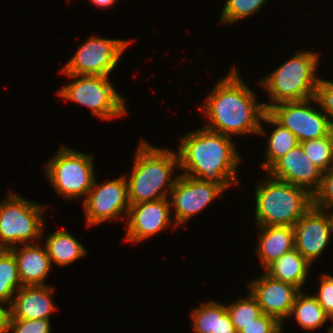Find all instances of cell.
Returning a JSON list of instances; mask_svg holds the SVG:
<instances>
[{"mask_svg": "<svg viewBox=\"0 0 333 333\" xmlns=\"http://www.w3.org/2000/svg\"><path fill=\"white\" fill-rule=\"evenodd\" d=\"M236 70L233 67L215 85L200 107L208 120L204 128L229 137L249 133L265 135L266 130L261 125L266 112L264 104L256 100L254 91L240 79Z\"/></svg>", "mask_w": 333, "mask_h": 333, "instance_id": "6da1fadb", "label": "cell"}, {"mask_svg": "<svg viewBox=\"0 0 333 333\" xmlns=\"http://www.w3.org/2000/svg\"><path fill=\"white\" fill-rule=\"evenodd\" d=\"M181 137L177 154L183 175L220 185L224 190L238 185L241 158L231 137L204 127Z\"/></svg>", "mask_w": 333, "mask_h": 333, "instance_id": "7a4b0ae2", "label": "cell"}, {"mask_svg": "<svg viewBox=\"0 0 333 333\" xmlns=\"http://www.w3.org/2000/svg\"><path fill=\"white\" fill-rule=\"evenodd\" d=\"M133 165L126 178L130 205L168 197L177 179L171 177L179 168L177 153L151 146L142 138Z\"/></svg>", "mask_w": 333, "mask_h": 333, "instance_id": "3957f363", "label": "cell"}, {"mask_svg": "<svg viewBox=\"0 0 333 333\" xmlns=\"http://www.w3.org/2000/svg\"><path fill=\"white\" fill-rule=\"evenodd\" d=\"M267 178L255 190L257 226H294L313 206V195L300 186Z\"/></svg>", "mask_w": 333, "mask_h": 333, "instance_id": "277c9868", "label": "cell"}, {"mask_svg": "<svg viewBox=\"0 0 333 333\" xmlns=\"http://www.w3.org/2000/svg\"><path fill=\"white\" fill-rule=\"evenodd\" d=\"M319 54L313 51L296 52L290 59L265 76L260 86L267 91L271 106L286 101H301L316 97L319 77L316 75Z\"/></svg>", "mask_w": 333, "mask_h": 333, "instance_id": "5b68a950", "label": "cell"}, {"mask_svg": "<svg viewBox=\"0 0 333 333\" xmlns=\"http://www.w3.org/2000/svg\"><path fill=\"white\" fill-rule=\"evenodd\" d=\"M44 205L9 193L0 204V249L41 241Z\"/></svg>", "mask_w": 333, "mask_h": 333, "instance_id": "8992f818", "label": "cell"}, {"mask_svg": "<svg viewBox=\"0 0 333 333\" xmlns=\"http://www.w3.org/2000/svg\"><path fill=\"white\" fill-rule=\"evenodd\" d=\"M75 80L63 86L58 95L66 101H75L91 110V115L103 120L119 118L127 114L123 97L115 90L106 76L63 73Z\"/></svg>", "mask_w": 333, "mask_h": 333, "instance_id": "52a82bcc", "label": "cell"}, {"mask_svg": "<svg viewBox=\"0 0 333 333\" xmlns=\"http://www.w3.org/2000/svg\"><path fill=\"white\" fill-rule=\"evenodd\" d=\"M93 156L61 146L53 158L46 163L45 175L59 196L76 199L84 196L93 186Z\"/></svg>", "mask_w": 333, "mask_h": 333, "instance_id": "ba28073f", "label": "cell"}, {"mask_svg": "<svg viewBox=\"0 0 333 333\" xmlns=\"http://www.w3.org/2000/svg\"><path fill=\"white\" fill-rule=\"evenodd\" d=\"M132 41L91 36L60 71L76 75L109 77Z\"/></svg>", "mask_w": 333, "mask_h": 333, "instance_id": "9c48e42d", "label": "cell"}, {"mask_svg": "<svg viewBox=\"0 0 333 333\" xmlns=\"http://www.w3.org/2000/svg\"><path fill=\"white\" fill-rule=\"evenodd\" d=\"M316 97L301 101L280 102L271 106L267 112L282 126L290 130L299 143L325 137L333 128L328 116L310 106Z\"/></svg>", "mask_w": 333, "mask_h": 333, "instance_id": "30bf717a", "label": "cell"}, {"mask_svg": "<svg viewBox=\"0 0 333 333\" xmlns=\"http://www.w3.org/2000/svg\"><path fill=\"white\" fill-rule=\"evenodd\" d=\"M82 204L88 227L107 220H118L123 212L127 218L130 203L126 176L102 184H98L95 178Z\"/></svg>", "mask_w": 333, "mask_h": 333, "instance_id": "8fae6325", "label": "cell"}, {"mask_svg": "<svg viewBox=\"0 0 333 333\" xmlns=\"http://www.w3.org/2000/svg\"><path fill=\"white\" fill-rule=\"evenodd\" d=\"M225 190L217 184L203 182L198 179L178 175L174 186L169 192L170 207H174L173 227L180 226L189 221L198 212H201L214 199L220 197Z\"/></svg>", "mask_w": 333, "mask_h": 333, "instance_id": "7c38bea8", "label": "cell"}, {"mask_svg": "<svg viewBox=\"0 0 333 333\" xmlns=\"http://www.w3.org/2000/svg\"><path fill=\"white\" fill-rule=\"evenodd\" d=\"M169 200L166 197L130 205L125 241L140 243L170 226L173 220Z\"/></svg>", "mask_w": 333, "mask_h": 333, "instance_id": "4fadbf2b", "label": "cell"}, {"mask_svg": "<svg viewBox=\"0 0 333 333\" xmlns=\"http://www.w3.org/2000/svg\"><path fill=\"white\" fill-rule=\"evenodd\" d=\"M293 227L294 248L313 264L331 239L332 229L327 212L312 206Z\"/></svg>", "mask_w": 333, "mask_h": 333, "instance_id": "5bb4252c", "label": "cell"}, {"mask_svg": "<svg viewBox=\"0 0 333 333\" xmlns=\"http://www.w3.org/2000/svg\"><path fill=\"white\" fill-rule=\"evenodd\" d=\"M249 293L257 300L262 313L274 317L283 324L290 316L295 298L300 290L292 284L276 280L264 273L260 278L249 281Z\"/></svg>", "mask_w": 333, "mask_h": 333, "instance_id": "9a60e30c", "label": "cell"}, {"mask_svg": "<svg viewBox=\"0 0 333 333\" xmlns=\"http://www.w3.org/2000/svg\"><path fill=\"white\" fill-rule=\"evenodd\" d=\"M266 172L272 178L305 188L312 195L319 189L323 176V171L306 156L300 144Z\"/></svg>", "mask_w": 333, "mask_h": 333, "instance_id": "2e32d148", "label": "cell"}, {"mask_svg": "<svg viewBox=\"0 0 333 333\" xmlns=\"http://www.w3.org/2000/svg\"><path fill=\"white\" fill-rule=\"evenodd\" d=\"M54 288L47 285L22 286L8 307L7 319H50L55 311L52 301Z\"/></svg>", "mask_w": 333, "mask_h": 333, "instance_id": "e0dca14e", "label": "cell"}, {"mask_svg": "<svg viewBox=\"0 0 333 333\" xmlns=\"http://www.w3.org/2000/svg\"><path fill=\"white\" fill-rule=\"evenodd\" d=\"M21 246L9 250L16 259L22 286L46 285L44 281L52 269L46 246L36 242Z\"/></svg>", "mask_w": 333, "mask_h": 333, "instance_id": "ac0fdd59", "label": "cell"}, {"mask_svg": "<svg viewBox=\"0 0 333 333\" xmlns=\"http://www.w3.org/2000/svg\"><path fill=\"white\" fill-rule=\"evenodd\" d=\"M258 228L257 255L264 269L284 253L294 249L293 226H256Z\"/></svg>", "mask_w": 333, "mask_h": 333, "instance_id": "d6986e66", "label": "cell"}, {"mask_svg": "<svg viewBox=\"0 0 333 333\" xmlns=\"http://www.w3.org/2000/svg\"><path fill=\"white\" fill-rule=\"evenodd\" d=\"M194 333H237L226 305L213 300L191 312Z\"/></svg>", "mask_w": 333, "mask_h": 333, "instance_id": "ffe728a7", "label": "cell"}, {"mask_svg": "<svg viewBox=\"0 0 333 333\" xmlns=\"http://www.w3.org/2000/svg\"><path fill=\"white\" fill-rule=\"evenodd\" d=\"M311 264L294 248L273 261L264 270L276 280L289 283L300 291L306 283Z\"/></svg>", "mask_w": 333, "mask_h": 333, "instance_id": "44dd1931", "label": "cell"}, {"mask_svg": "<svg viewBox=\"0 0 333 333\" xmlns=\"http://www.w3.org/2000/svg\"><path fill=\"white\" fill-rule=\"evenodd\" d=\"M44 245L51 264L55 263L61 267L67 266L88 254L87 249L71 233L65 230H57L48 235Z\"/></svg>", "mask_w": 333, "mask_h": 333, "instance_id": "7402d4cb", "label": "cell"}, {"mask_svg": "<svg viewBox=\"0 0 333 333\" xmlns=\"http://www.w3.org/2000/svg\"><path fill=\"white\" fill-rule=\"evenodd\" d=\"M261 121L276 127L266 141V156L262 166L267 171L278 159L295 148L299 144V141L290 130L278 123L267 111L264 113Z\"/></svg>", "mask_w": 333, "mask_h": 333, "instance_id": "603a6c76", "label": "cell"}, {"mask_svg": "<svg viewBox=\"0 0 333 333\" xmlns=\"http://www.w3.org/2000/svg\"><path fill=\"white\" fill-rule=\"evenodd\" d=\"M294 316L305 330H315L330 320V316L319 305L313 295L304 294L301 290L294 301L289 317Z\"/></svg>", "mask_w": 333, "mask_h": 333, "instance_id": "cb8c5ba5", "label": "cell"}, {"mask_svg": "<svg viewBox=\"0 0 333 333\" xmlns=\"http://www.w3.org/2000/svg\"><path fill=\"white\" fill-rule=\"evenodd\" d=\"M22 287L17 262L8 249H0V304L11 305L16 291Z\"/></svg>", "mask_w": 333, "mask_h": 333, "instance_id": "d4e9b609", "label": "cell"}, {"mask_svg": "<svg viewBox=\"0 0 333 333\" xmlns=\"http://www.w3.org/2000/svg\"><path fill=\"white\" fill-rule=\"evenodd\" d=\"M226 308L237 333L263 314L256 298L251 293L246 299L240 298L229 303Z\"/></svg>", "mask_w": 333, "mask_h": 333, "instance_id": "484cf974", "label": "cell"}, {"mask_svg": "<svg viewBox=\"0 0 333 333\" xmlns=\"http://www.w3.org/2000/svg\"><path fill=\"white\" fill-rule=\"evenodd\" d=\"M306 156L323 172L332 168L333 164V131L321 138L299 143Z\"/></svg>", "mask_w": 333, "mask_h": 333, "instance_id": "4316f807", "label": "cell"}, {"mask_svg": "<svg viewBox=\"0 0 333 333\" xmlns=\"http://www.w3.org/2000/svg\"><path fill=\"white\" fill-rule=\"evenodd\" d=\"M267 0H226L220 23L231 24L255 14Z\"/></svg>", "mask_w": 333, "mask_h": 333, "instance_id": "83f0119b", "label": "cell"}, {"mask_svg": "<svg viewBox=\"0 0 333 333\" xmlns=\"http://www.w3.org/2000/svg\"><path fill=\"white\" fill-rule=\"evenodd\" d=\"M50 319H7L6 333H51Z\"/></svg>", "mask_w": 333, "mask_h": 333, "instance_id": "f1b7e54d", "label": "cell"}, {"mask_svg": "<svg viewBox=\"0 0 333 333\" xmlns=\"http://www.w3.org/2000/svg\"><path fill=\"white\" fill-rule=\"evenodd\" d=\"M313 206L325 211L333 209V167L323 172L320 187L313 194Z\"/></svg>", "mask_w": 333, "mask_h": 333, "instance_id": "f546056e", "label": "cell"}, {"mask_svg": "<svg viewBox=\"0 0 333 333\" xmlns=\"http://www.w3.org/2000/svg\"><path fill=\"white\" fill-rule=\"evenodd\" d=\"M316 103L323 108L322 110L328 116L333 128V82L320 77L316 91Z\"/></svg>", "mask_w": 333, "mask_h": 333, "instance_id": "4dcf8cb0", "label": "cell"}, {"mask_svg": "<svg viewBox=\"0 0 333 333\" xmlns=\"http://www.w3.org/2000/svg\"><path fill=\"white\" fill-rule=\"evenodd\" d=\"M320 278L319 293L313 296L330 318H333V276L323 274Z\"/></svg>", "mask_w": 333, "mask_h": 333, "instance_id": "1f68e13d", "label": "cell"}, {"mask_svg": "<svg viewBox=\"0 0 333 333\" xmlns=\"http://www.w3.org/2000/svg\"><path fill=\"white\" fill-rule=\"evenodd\" d=\"M281 323L274 317L262 314L253 323L245 326L239 333H273Z\"/></svg>", "mask_w": 333, "mask_h": 333, "instance_id": "d6a6232c", "label": "cell"}, {"mask_svg": "<svg viewBox=\"0 0 333 333\" xmlns=\"http://www.w3.org/2000/svg\"><path fill=\"white\" fill-rule=\"evenodd\" d=\"M8 316V307L0 304V333H6V321Z\"/></svg>", "mask_w": 333, "mask_h": 333, "instance_id": "836d02e7", "label": "cell"}, {"mask_svg": "<svg viewBox=\"0 0 333 333\" xmlns=\"http://www.w3.org/2000/svg\"><path fill=\"white\" fill-rule=\"evenodd\" d=\"M95 6L99 8H108L114 5L117 0H90Z\"/></svg>", "mask_w": 333, "mask_h": 333, "instance_id": "e575fe53", "label": "cell"}, {"mask_svg": "<svg viewBox=\"0 0 333 333\" xmlns=\"http://www.w3.org/2000/svg\"><path fill=\"white\" fill-rule=\"evenodd\" d=\"M328 216H329V219H330V223H331V229H332V233H333V211L330 213L326 210Z\"/></svg>", "mask_w": 333, "mask_h": 333, "instance_id": "d590c367", "label": "cell"}, {"mask_svg": "<svg viewBox=\"0 0 333 333\" xmlns=\"http://www.w3.org/2000/svg\"><path fill=\"white\" fill-rule=\"evenodd\" d=\"M282 326H284V325L281 324L273 333H281V332H283L282 331V328H283Z\"/></svg>", "mask_w": 333, "mask_h": 333, "instance_id": "8d00e7d4", "label": "cell"}, {"mask_svg": "<svg viewBox=\"0 0 333 333\" xmlns=\"http://www.w3.org/2000/svg\"><path fill=\"white\" fill-rule=\"evenodd\" d=\"M331 320H332V324H333V318H331ZM329 329H328V333H333V325H331L330 327H328Z\"/></svg>", "mask_w": 333, "mask_h": 333, "instance_id": "74e56055", "label": "cell"}]
</instances>
